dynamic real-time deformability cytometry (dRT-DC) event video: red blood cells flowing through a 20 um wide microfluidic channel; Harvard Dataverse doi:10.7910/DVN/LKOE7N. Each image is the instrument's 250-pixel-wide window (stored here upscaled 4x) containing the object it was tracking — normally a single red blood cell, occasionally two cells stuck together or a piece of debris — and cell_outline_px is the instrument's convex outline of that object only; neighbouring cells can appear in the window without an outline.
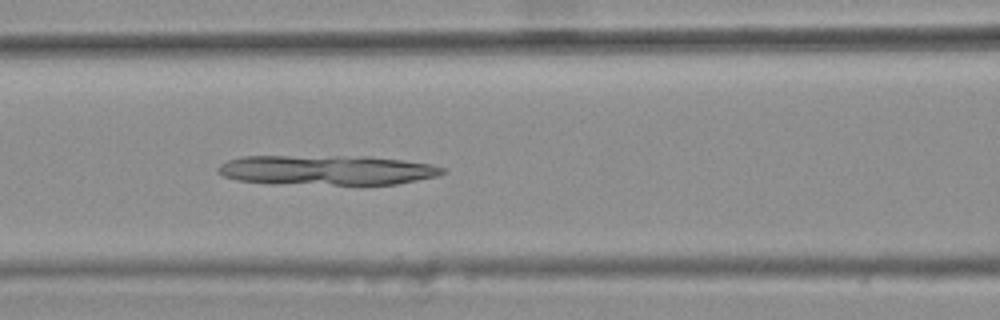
{"species": "common noctule bat (a hibernating species)", "species_latin": "Nyctalus noctula", "temperature_condition": "warm", "stored_images_in_passage": 40, "camera_frame_rate_fps": 3000, "um_per_image_px": 0.085, "animal": {"sex": "female", "body_mass_g": 25.1}, "frame": {"image": 1, "passage_image": 21, "time_ms": 6.667, "image_size_px": [1000, 320], "cell_outline_px": [[448, 172], [440, 176], [396, 184], [360, 188], [268, 184], [236, 180], [224, 176], [216, 172], [216, 168], [220, 164], [228, 160], [244, 156], [368, 156], [404, 160], [432, 164], [444, 168]], "centroid_in_image_um": [27.83, 14.52], "position_along_channel_um": 138.8, "area_um2": 41.5}}
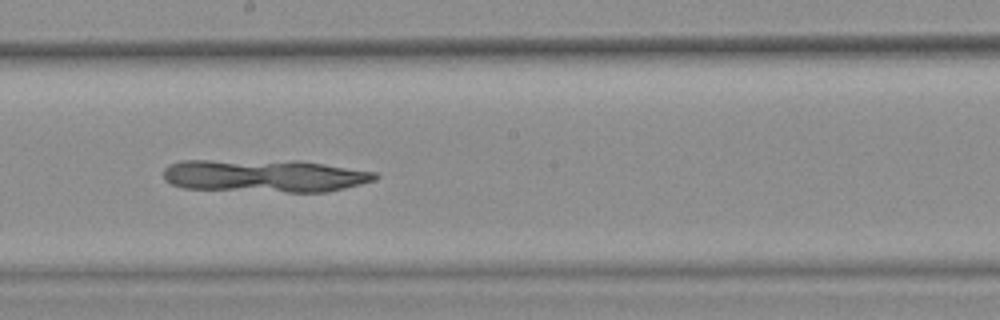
{"frame": {"image": 2, "passage_image": 28, "time_ms": 9.0, "image_size_px": [1000, 320], "cell_outline_px": [[380, 176], [376, 180], [328, 192], [288, 192], [184, 188], [172, 184], [164, 180], [164, 168], [168, 164], [180, 160], [296, 160], [324, 164], [376, 172]], "centroid_in_image_um": [22.48, 14.93], "position_along_channel_um": 225.7, "area_um2": 40.69}}
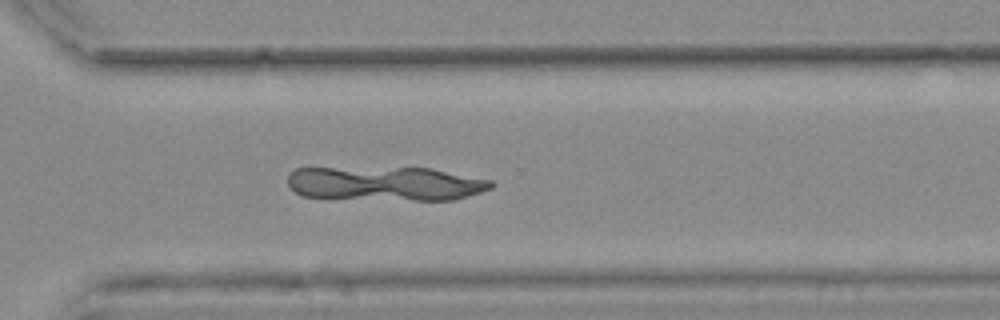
{"frame": {"image": 3, "passage_image": 37, "time_ms": 12.0, "image_size_px": [1000, 320], "cell_outline_px": [[496, 184], [492, 188], [480, 192], [452, 200], [416, 200], [300, 196], [288, 184], [288, 172], [296, 168], [432, 168], [492, 180]], "centroid_in_image_um": [32.8, 15.6], "position_along_channel_um": 337.8, "area_um2": 40.34}}